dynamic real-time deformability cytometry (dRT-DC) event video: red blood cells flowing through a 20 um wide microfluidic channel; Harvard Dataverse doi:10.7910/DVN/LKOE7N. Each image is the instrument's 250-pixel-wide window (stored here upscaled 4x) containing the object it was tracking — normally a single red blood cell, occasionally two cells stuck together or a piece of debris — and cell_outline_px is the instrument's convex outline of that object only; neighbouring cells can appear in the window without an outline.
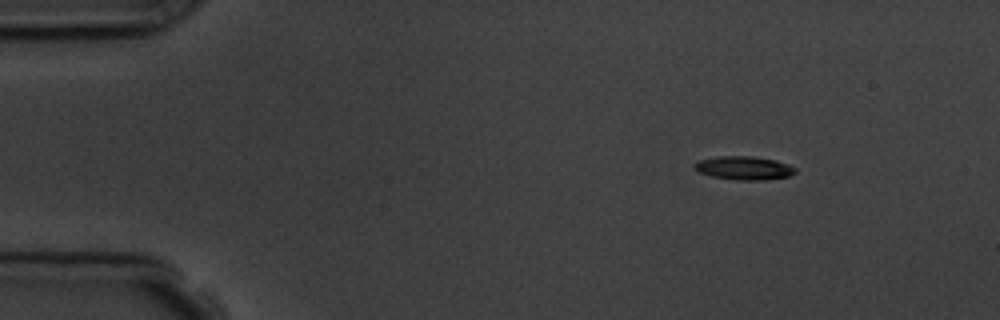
{"species": "common noctule bat (a hibernating species)", "species_latin": "Nyctalus noctula", "temperature_condition": "room temperature", "stored_images_in_passage": 6, "camera_frame_rate_fps": 3000, "um_per_image_px": 0.085, "animal": {"sex": "male", "body_mass_g": 19.5, "forearm_length_mm": 54.6}, "frame": {"image": 1, "passage_image": 1, "time_ms": 0.0, "image_size_px": [1000, 320], "cell_outline_px": [[796, 172], [788, 176], [768, 180], [736, 180], [712, 176], [700, 172], [692, 168], [692, 164], [696, 160], [716, 156], [752, 156], [776, 160], [788, 164], [796, 168]], "centroid_in_image_um": [63.2, 14.27], "position_along_channel_um": 21.8, "area_um2": 14.05}}
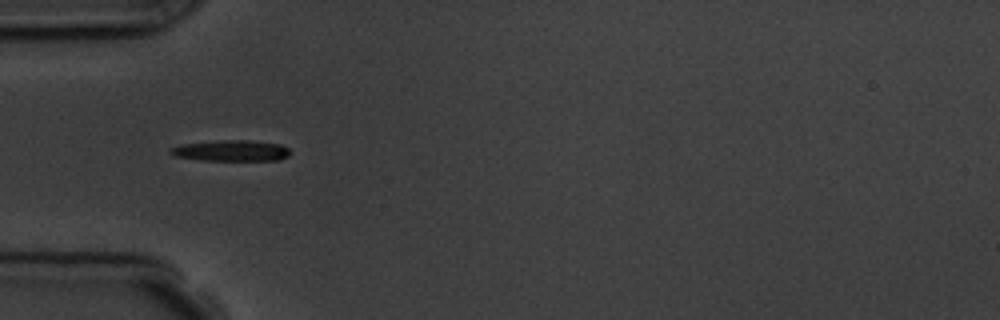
{"frame": {"image": 2, "passage_image": 4, "time_ms": 3.333, "image_size_px": [1000, 320], "cell_outline_px": [[292, 152], [288, 156], [280, 160], [200, 160], [172, 156], [168, 152], [168, 148], [180, 144], [224, 140], [248, 140], [280, 144], [288, 148]], "centroid_in_image_um": [19.61, 12.81], "position_along_channel_um": 65.4, "area_um2": 14.8}}